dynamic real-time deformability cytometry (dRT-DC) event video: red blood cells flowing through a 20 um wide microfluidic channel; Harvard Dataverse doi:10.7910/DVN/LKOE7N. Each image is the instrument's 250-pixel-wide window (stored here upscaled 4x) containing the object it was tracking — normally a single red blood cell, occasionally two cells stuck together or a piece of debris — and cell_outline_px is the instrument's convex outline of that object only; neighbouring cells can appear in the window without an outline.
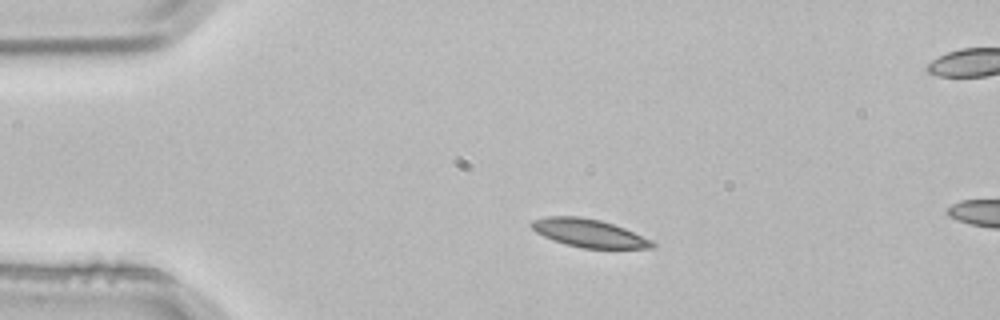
{"species": "common noctule bat (a hibernating species)", "species_latin": "Nyctalus noctula", "temperature_condition": "room temperature", "stored_images_in_passage": 15, "camera_frame_rate_fps": 3000, "um_per_image_px": 0.085, "animal": {"sex": "male", "body_mass_g": 21.5, "forearm_length_mm": 52.0}, "frame": {"image": 1, "passage_image": 11, "time_ms": 3.333, "image_size_px": [1000, 320], "cell_outline_px": [[656, 244], [652, 248], [584, 248], [564, 244], [552, 240], [536, 232], [528, 224], [532, 220], [548, 216], [580, 216], [600, 220], [624, 228], [652, 240]], "centroid_in_image_um": [50.02, 19.81], "position_along_channel_um": 35.0, "area_um2": 19.71}}